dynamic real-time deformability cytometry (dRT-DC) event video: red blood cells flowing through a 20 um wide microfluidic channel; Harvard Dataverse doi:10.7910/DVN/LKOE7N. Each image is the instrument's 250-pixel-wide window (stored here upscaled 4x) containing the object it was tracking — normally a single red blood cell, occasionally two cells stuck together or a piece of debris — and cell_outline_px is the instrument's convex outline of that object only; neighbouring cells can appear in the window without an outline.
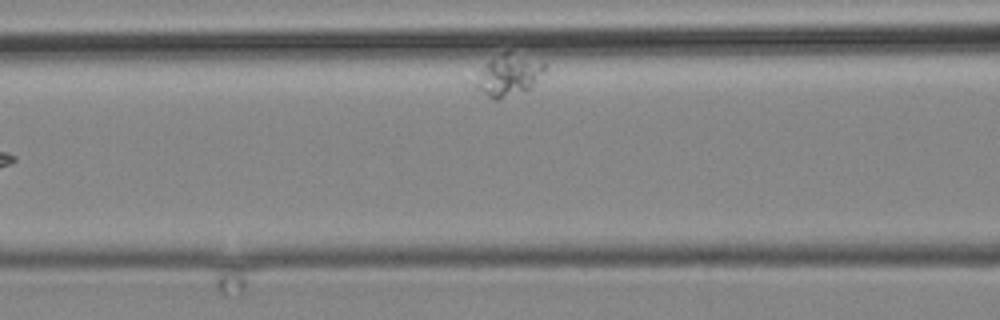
{"species": "common noctule bat (a hibernating species)", "species_latin": "Nyctalus noctula", "temperature_condition": "cold", "stored_images_in_passage": 15, "camera_frame_rate_fps": 3000, "um_per_image_px": 0.085, "animal": {"sex": "male", "body_mass_g": 19.2, "forearm_length_mm": 51.8}, "frame": {"image": 1, "passage_image": 13, "time_ms": 14.667, "image_size_px": [1000, 320], "cell_outline_px": [[548, 68], [524, 92], [500, 100], [492, 100], [472, 84], [472, 80], [484, 64], [488, 60], [504, 52], [508, 52], [544, 60]], "centroid_in_image_um": [43.2, 6.39], "position_along_channel_um": 123.4, "area_um2": 17.17}}
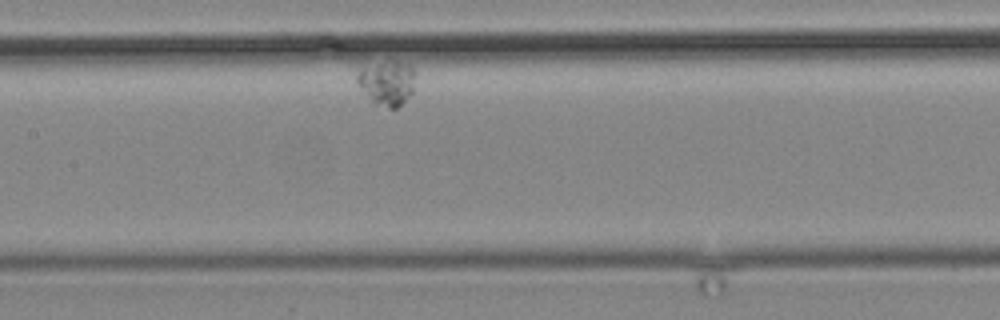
{"frame": {"image": 2, "passage_image": 15, "time_ms": 17.0, "image_size_px": [1000, 320], "cell_outline_px": [[416, 72], [412, 92], [396, 108], [388, 108], [372, 104], [356, 84], [356, 76], [364, 68], [392, 60], [412, 64]], "centroid_in_image_um": [32.9, 7.06], "position_along_channel_um": 174.5, "area_um2": 15.26}}